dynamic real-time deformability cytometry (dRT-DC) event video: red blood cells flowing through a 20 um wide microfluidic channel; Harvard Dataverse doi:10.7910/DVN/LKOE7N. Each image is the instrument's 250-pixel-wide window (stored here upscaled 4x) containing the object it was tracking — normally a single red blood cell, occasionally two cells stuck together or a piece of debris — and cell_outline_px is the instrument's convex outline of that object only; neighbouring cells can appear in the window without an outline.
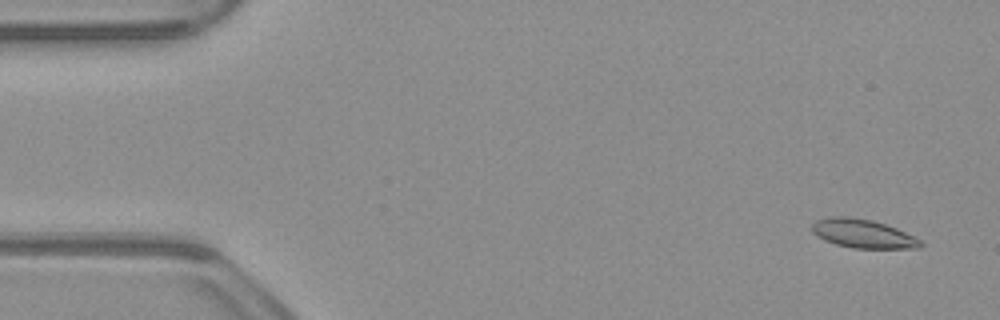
{"species": "common noctule bat (a hibernating species)", "species_latin": "Nyctalus noctula", "temperature_condition": "warm", "stored_images_in_passage": 54, "segment_of_instrument_passage": [1, 2], "camera_frame_rate_fps": 3000, "um_per_image_px": 0.085, "animal": {"sex": "male", "body_mass_g": 23.1, "forearm_length_mm": 52.7}, "frame": {"image": 1, "passage_image": 3, "time_ms": 0.667, "image_size_px": [1000, 320], "cell_outline_px": [[924, 244], [920, 248], [852, 248], [836, 244], [824, 240], [816, 236], [812, 232], [812, 224], [816, 220], [832, 216], [848, 216], [872, 220], [896, 228], [920, 240]], "centroid_in_image_um": [73.31, 19.86], "position_along_channel_um": 11.7, "area_um2": 18.09}}
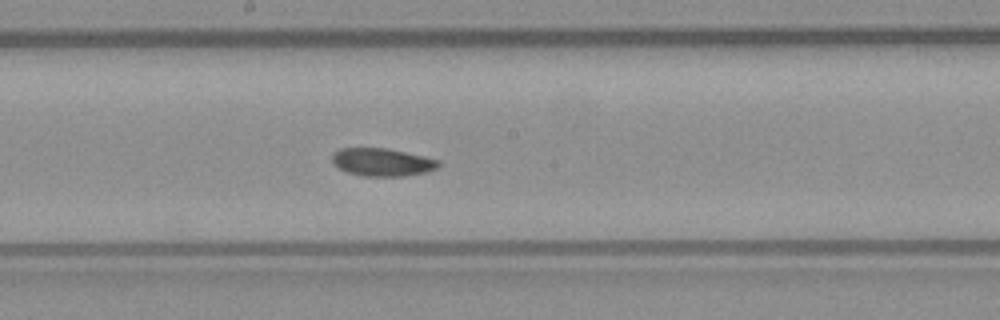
{"frame": {"image": 2, "passage_image": 28, "time_ms": 9.0, "image_size_px": [1000, 320], "cell_outline_px": [[440, 164], [436, 168], [428, 172], [404, 176], [360, 176], [348, 172], [340, 168], [332, 160], [332, 152], [340, 148], [388, 148], [424, 156], [440, 160]], "centroid_in_image_um": [32.5, 13.78], "position_along_channel_um": 215.7, "area_um2": 17.34}}
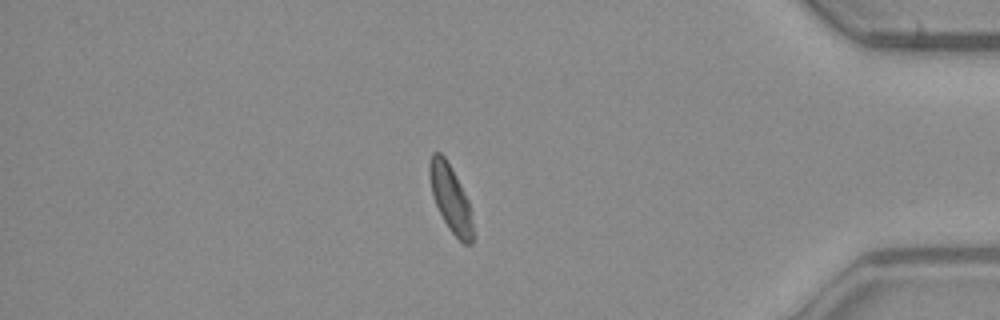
{"frame": {"image": 3, "passage_image": 45, "time_ms": 14.667, "image_size_px": [1000, 320], "cell_outline_px": [[472, 244], [464, 244], [448, 228], [432, 196], [428, 172], [428, 164], [432, 152], [440, 152], [444, 156], [460, 184], [468, 200], [472, 224]], "centroid_in_image_um": [38.26, 16.82], "position_along_channel_um": 396.9, "area_um2": 16.53}}